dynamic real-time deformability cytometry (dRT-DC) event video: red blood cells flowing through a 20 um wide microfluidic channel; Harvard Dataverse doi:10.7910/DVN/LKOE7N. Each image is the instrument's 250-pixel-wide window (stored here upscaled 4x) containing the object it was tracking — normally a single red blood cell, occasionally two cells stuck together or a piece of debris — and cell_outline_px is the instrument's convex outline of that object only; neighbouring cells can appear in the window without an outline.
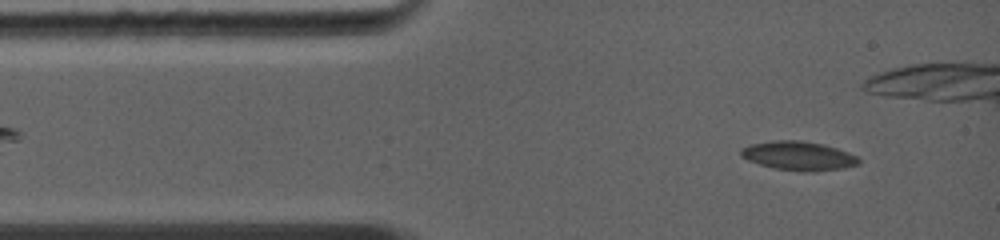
{"species": "common noctule bat (a hibernating species)", "species_latin": "Nyctalus noctula", "temperature_condition": "warm", "stored_images_in_passage": 26, "camera_frame_rate_fps": 5000, "um_per_image_px": 0.085, "animal": {"sex": "female", "body_mass_g": 19.0, "forearm_length_mm": 56.7}, "frame": {"image": 1, "passage_image": 2, "time_ms": 0.8, "image_size_px": [1000, 240], "cell_outline_px": [[860, 160], [856, 164], [840, 168], [772, 168], [748, 160], [740, 156], [740, 152], [744, 148], [752, 144], [772, 140], [800, 140], [824, 144], [848, 152], [856, 156]], "centroid_in_image_um": [67.81, 13.17], "position_along_channel_um": 17.2, "area_um2": 18.61}}
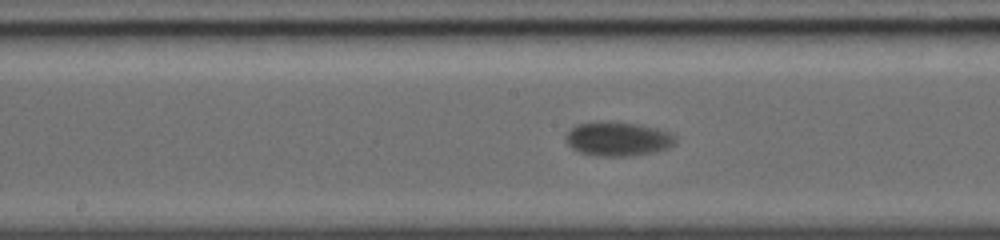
{"frame": {"image": 2, "passage_image": 12, "time_ms": 6.0, "image_size_px": [1000, 240], "cell_outline_px": [[676, 140], [668, 148], [628, 156], [600, 156], [580, 152], [572, 148], [564, 140], [564, 136], [576, 124], [600, 120], [608, 120], [636, 124], [656, 128], [668, 132], [676, 136]], "centroid_in_image_um": [52.45, 11.78], "position_along_channel_um": 195.7, "area_um2": 21.79}}
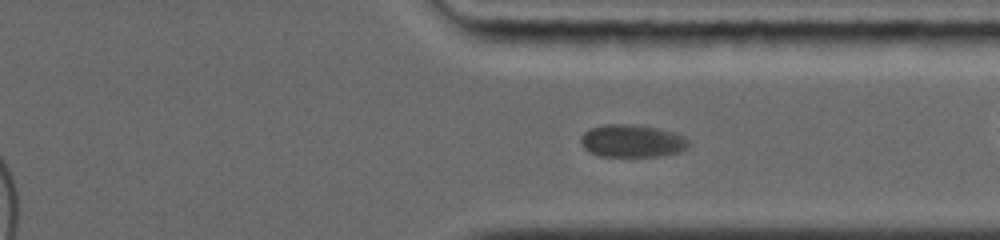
{"frame": {"image": 3, "passage_image": 22, "time_ms": 9.8, "image_size_px": [1000, 240], "cell_outline_px": [[688, 144], [680, 152], [656, 156], [600, 156], [584, 148], [580, 140], [580, 136], [588, 128], [600, 124], [628, 124], [656, 128], [672, 132], [684, 136], [688, 140]], "centroid_in_image_um": [53.67, 11.97], "position_along_channel_um": 357.7, "area_um2": 20.35}}